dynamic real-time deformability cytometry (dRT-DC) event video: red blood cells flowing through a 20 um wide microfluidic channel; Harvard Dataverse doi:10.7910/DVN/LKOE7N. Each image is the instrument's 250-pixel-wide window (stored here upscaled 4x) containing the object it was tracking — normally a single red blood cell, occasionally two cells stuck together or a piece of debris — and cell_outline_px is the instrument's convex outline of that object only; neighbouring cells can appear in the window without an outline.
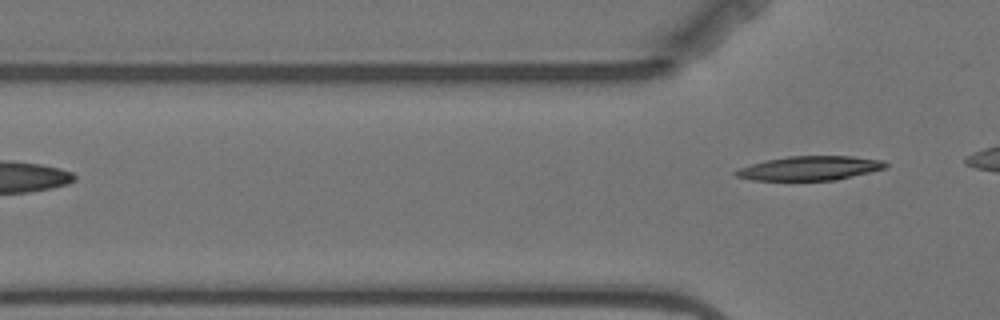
{"species": "Egyptian fruit bat (a non-hibernating species)", "species_latin": "Rousettus aegyptiacus", "temperature_condition": "warm", "stored_images_in_passage": 3, "camera_frame_rate_fps": 3000, "um_per_image_px": 0.085, "animal": {"sex": "female"}, "frame": {"image": 1, "passage_image": 3, "time_ms": 2.667, "image_size_px": [1000, 320], "cell_outline_px": [[888, 168], [836, 180], [752, 180], [736, 176], [732, 172], [740, 168], [752, 164], [768, 160], [788, 156], [852, 156], [884, 160], [888, 164]], "centroid_in_image_um": [68.9, 14.29], "position_along_channel_um": 56.9, "area_um2": 21.1}}